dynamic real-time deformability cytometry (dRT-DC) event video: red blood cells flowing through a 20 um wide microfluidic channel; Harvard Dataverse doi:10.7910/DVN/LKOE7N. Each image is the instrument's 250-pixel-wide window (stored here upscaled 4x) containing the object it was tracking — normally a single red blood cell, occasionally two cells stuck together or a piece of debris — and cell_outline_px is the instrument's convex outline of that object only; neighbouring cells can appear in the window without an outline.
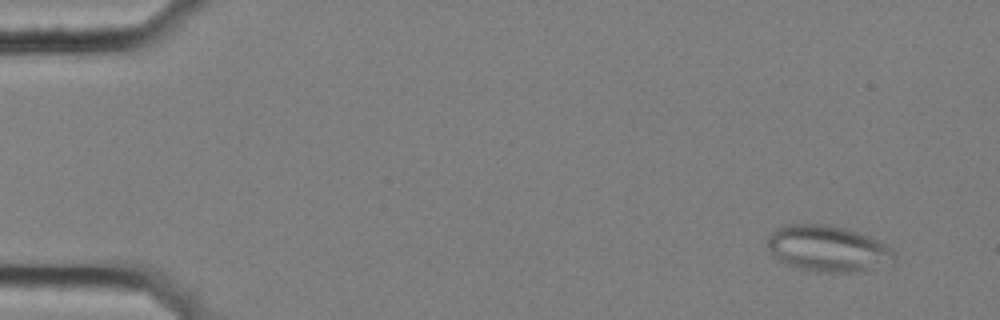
{"species": "common noctule bat (a hibernating species)", "species_latin": "Nyctalus noctula", "temperature_condition": "cold", "stored_images_in_passage": 58, "segment_of_instrument_passage": [1, 2], "camera_frame_rate_fps": 3000, "um_per_image_px": 0.085, "animal": {"sex": "female", "body_mass_g": 25.1}, "frame": {"image": 1, "passage_image": 5, "time_ms": 1.333, "image_size_px": [1000, 320], "cell_outline_px": [[896, 260], [892, 264], [856, 272], [816, 272], [792, 268], [780, 260], [768, 248], [768, 236], [776, 228], [788, 224], [828, 224], [844, 228], [868, 236], [892, 248], [896, 252]], "centroid_in_image_um": [70.39, 21.15], "position_along_channel_um": 14.6, "area_um2": 34.33}}
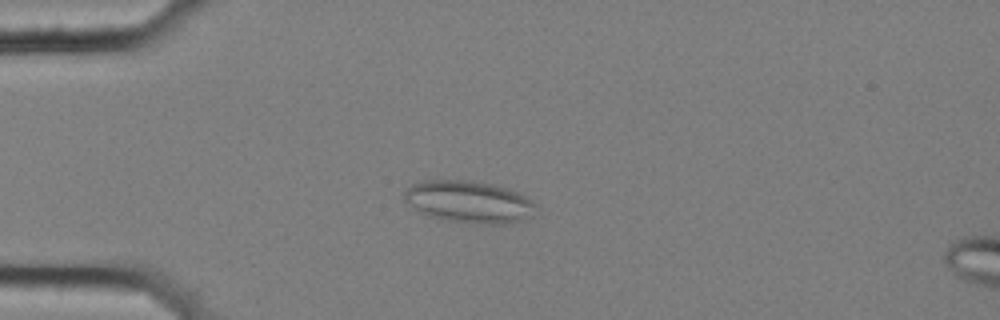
{"frame": {"image": 2, "passage_image": 16, "time_ms": 5.0, "image_size_px": [1000, 320], "cell_outline_px": [[540, 208], [528, 220], [504, 224], [484, 224], [444, 220], [424, 216], [404, 200], [404, 192], [412, 184], [424, 180], [468, 180], [492, 184], [516, 192], [532, 200]], "centroid_in_image_um": [39.89, 17.18], "position_along_channel_um": 45.1, "area_um2": 32.66}}